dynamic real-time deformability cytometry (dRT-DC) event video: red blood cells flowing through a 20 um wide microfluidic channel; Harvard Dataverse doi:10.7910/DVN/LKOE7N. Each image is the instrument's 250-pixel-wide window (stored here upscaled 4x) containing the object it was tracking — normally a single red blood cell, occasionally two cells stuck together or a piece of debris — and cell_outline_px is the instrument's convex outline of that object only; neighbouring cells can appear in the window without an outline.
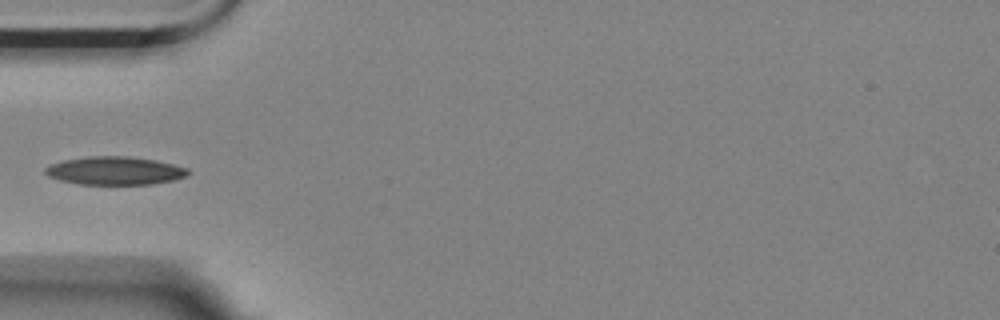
{"species": "Egyptian fruit bat (a non-hibernating species)", "species_latin": "Rousettus aegyptiacus", "temperature_condition": "room temperature", "stored_images_in_passage": 10, "camera_frame_rate_fps": 3000, "um_per_image_px": 0.085, "animal": {"sex": "female"}, "frame": {"image": 1, "passage_image": 4, "time_ms": 1.0, "image_size_px": [1000, 320], "cell_outline_px": [[192, 172], [188, 176], [176, 180], [152, 184], [76, 184], [60, 180], [48, 176], [44, 172], [44, 168], [52, 164], [64, 160], [88, 156], [128, 156], [156, 160], [188, 168]], "centroid_in_image_um": [9.8, 14.51], "position_along_channel_um": 75.2, "area_um2": 23.64}}
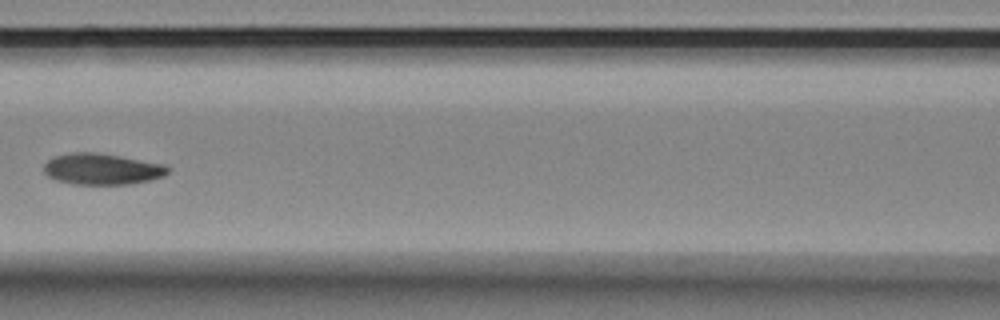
{"frame": {"image": 2, "passage_image": 6, "time_ms": 1.667, "image_size_px": [1000, 320], "cell_outline_px": [[168, 172], [164, 176], [152, 180], [132, 184], [72, 184], [56, 180], [48, 176], [44, 172], [44, 164], [52, 156], [72, 152], [92, 152], [120, 156], [164, 164], [168, 168]], "centroid_in_image_um": [8.65, 14.37], "position_along_channel_um": 158.0, "area_um2": 22.6}}
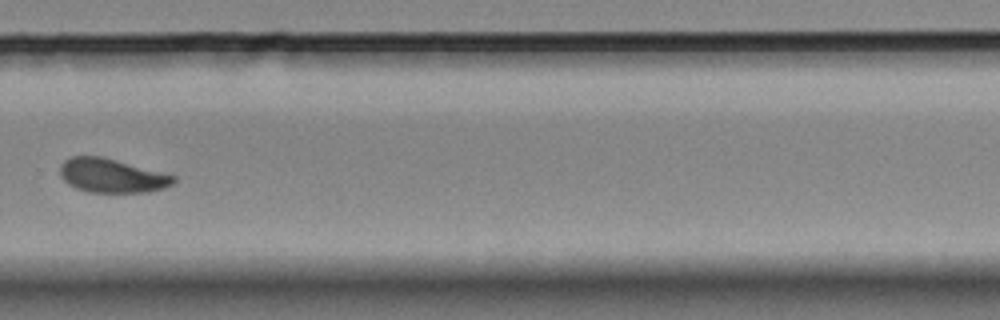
{"frame": {"image": 3, "passage_image": 10, "time_ms": 3.0, "image_size_px": [1000, 320], "cell_outline_px": [[176, 180], [172, 184], [164, 188], [148, 192], [88, 192], [76, 188], [68, 184], [60, 176], [60, 164], [64, 160], [72, 156], [100, 156], [116, 160], [176, 176]], "centroid_in_image_um": [9.48, 14.93], "position_along_channel_um": 320.3, "area_um2": 22.37}}